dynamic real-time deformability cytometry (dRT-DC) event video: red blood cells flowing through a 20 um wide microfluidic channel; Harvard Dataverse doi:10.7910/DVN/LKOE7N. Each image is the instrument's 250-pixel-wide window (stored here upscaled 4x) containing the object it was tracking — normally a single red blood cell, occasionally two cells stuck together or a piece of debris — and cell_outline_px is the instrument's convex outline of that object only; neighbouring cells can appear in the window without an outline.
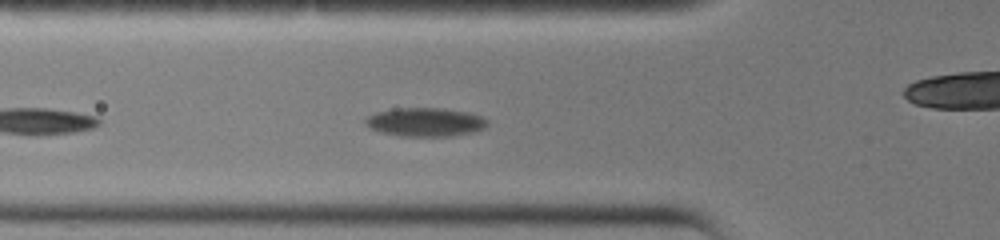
{"species": "common noctule bat (a hibernating species)", "species_latin": "Nyctalus noctula", "temperature_condition": "warm", "stored_images_in_passage": 13, "camera_frame_rate_fps": 3000, "um_per_image_px": 0.085, "animal": {"sex": "female", "body_mass_g": 19.0, "forearm_length_mm": 51.5}, "frame": {"image": 1, "passage_image": 4, "time_ms": 1.0, "image_size_px": [1000, 240], "cell_outline_px": [[488, 124], [484, 128], [472, 132], [452, 136], [400, 136], [380, 132], [364, 124], [364, 120], [368, 116], [376, 112], [392, 108], [444, 108], [468, 112], [484, 116], [488, 120]], "centroid_in_image_um": [36.16, 10.37], "position_along_channel_um": 89.6, "area_um2": 20.58}}
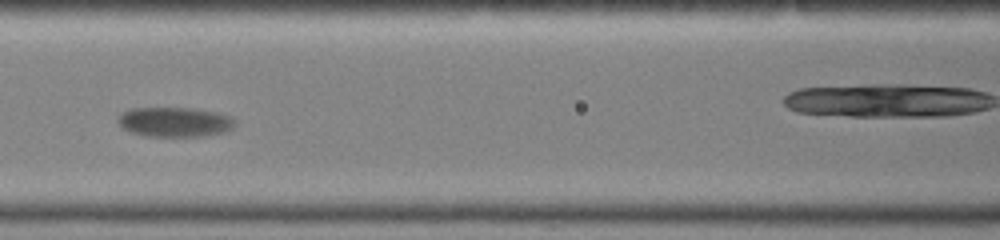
{"frame": {"image": 2, "passage_image": 8, "time_ms": 2.333, "image_size_px": [1000, 240], "cell_outline_px": [[236, 124], [232, 128], [224, 132], [204, 136], [148, 136], [132, 132], [120, 128], [116, 120], [116, 116], [120, 112], [128, 108], [192, 108], [216, 112], [228, 116], [236, 120]], "centroid_in_image_um": [14.78, 10.36], "position_along_channel_um": 151.8, "area_um2": 20.52}}
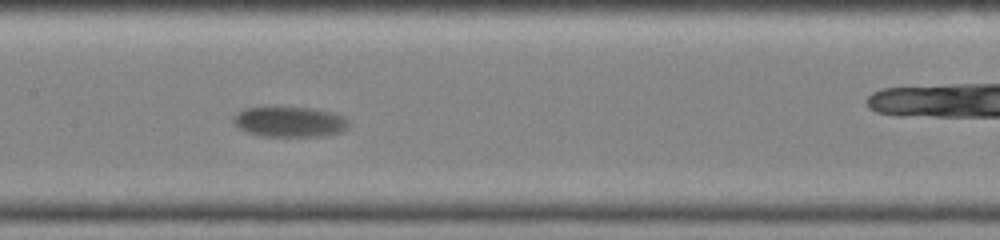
{"frame": {"image": 3, "passage_image": 10, "time_ms": 3.0, "image_size_px": [1000, 240], "cell_outline_px": [[352, 124], [348, 128], [340, 132], [320, 136], [260, 136], [248, 132], [240, 128], [232, 120], [236, 112], [244, 108], [312, 108], [332, 112], [344, 116]], "centroid_in_image_um": [24.66, 10.36], "position_along_channel_um": 182.7, "area_um2": 20.29}}